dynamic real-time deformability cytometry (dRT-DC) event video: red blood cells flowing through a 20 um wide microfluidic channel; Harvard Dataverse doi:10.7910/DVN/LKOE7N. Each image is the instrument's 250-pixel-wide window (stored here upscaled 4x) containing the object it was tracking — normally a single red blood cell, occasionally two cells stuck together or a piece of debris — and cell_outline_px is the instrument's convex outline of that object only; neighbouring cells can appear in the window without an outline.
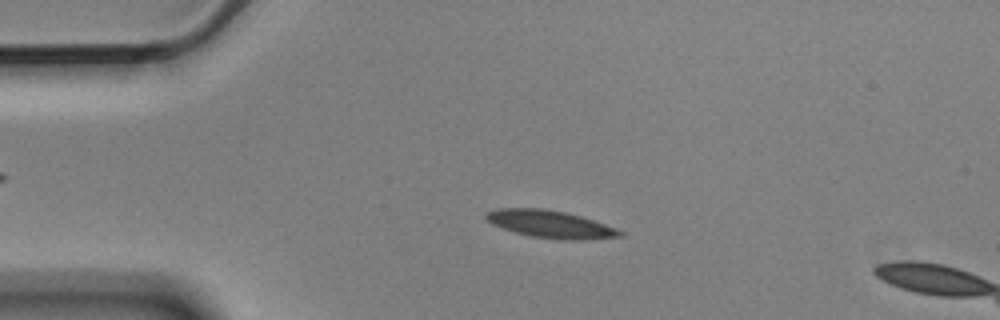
{"species": "Egyptian fruit bat (a non-hibernating species)", "species_latin": "Rousettus aegyptiacus", "temperature_condition": "cold", "stored_images_in_passage": 5, "segment_of_instrument_passage": [1, 2], "camera_frame_rate_fps": 3000, "um_per_image_px": 0.085, "animal": {"sex": "male"}, "frame": {"image": 1, "passage_image": 3, "time_ms": 0.667, "image_size_px": [1000, 320], "cell_outline_px": [[624, 236], [588, 240], [560, 240], [532, 236], [516, 232], [492, 224], [484, 216], [488, 212], [496, 208], [544, 208], [564, 212], [580, 216], [616, 228], [624, 232]], "centroid_in_image_um": [46.82, 19.06], "position_along_channel_um": 38.2, "area_um2": 21.33}}